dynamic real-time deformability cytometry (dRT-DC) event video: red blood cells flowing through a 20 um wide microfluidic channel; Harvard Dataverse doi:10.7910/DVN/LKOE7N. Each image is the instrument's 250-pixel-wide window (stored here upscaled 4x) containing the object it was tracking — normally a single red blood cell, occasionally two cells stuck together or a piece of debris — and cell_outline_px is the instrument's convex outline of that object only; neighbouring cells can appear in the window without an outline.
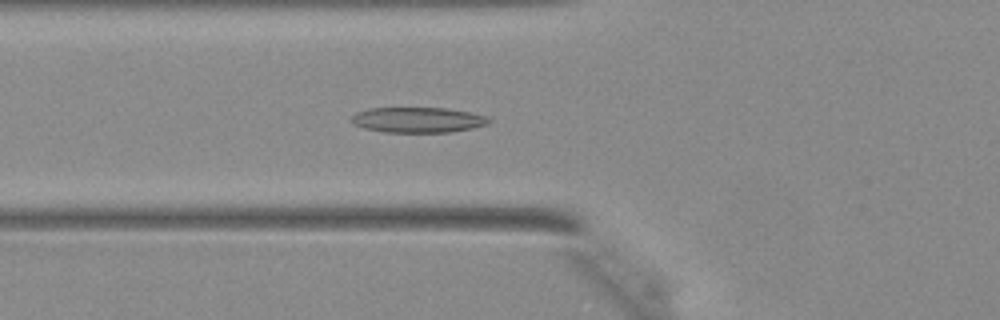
{"species": "Egyptian fruit bat (a non-hibernating species)", "species_latin": "Rousettus aegyptiacus", "temperature_condition": "warm", "stored_images_in_passage": 43, "camera_frame_rate_fps": 3000, "um_per_image_px": 0.085, "animal": {"sex": "female"}, "frame": {"image": 1, "passage_image": 16, "time_ms": 5.0, "image_size_px": [1000, 320], "cell_outline_px": [[492, 120], [488, 124], [472, 128], [448, 132], [384, 132], [364, 128], [356, 124], [352, 120], [352, 116], [356, 112], [372, 108], [448, 108], [468, 112], [484, 116]], "centroid_in_image_um": [35.53, 10.19], "position_along_channel_um": 90.3, "area_um2": 20.06}}
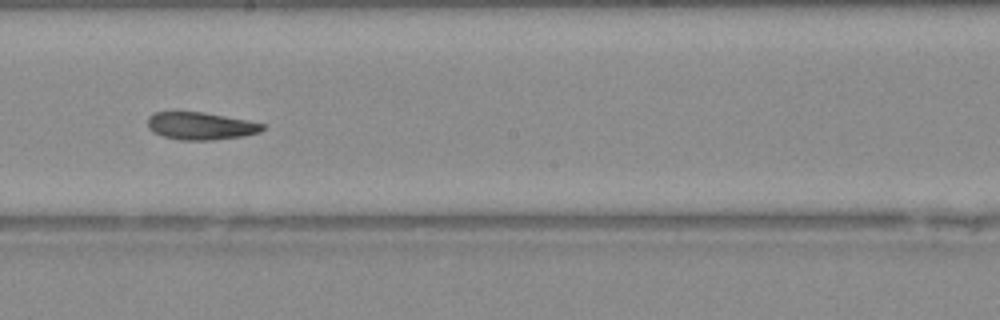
{"frame": {"image": 2, "passage_image": 25, "time_ms": 8.0, "image_size_px": [1000, 320], "cell_outline_px": [[264, 128], [260, 132], [244, 136], [212, 140], [180, 140], [164, 136], [152, 132], [148, 128], [148, 116], [156, 112], [204, 112], [248, 120], [264, 124]], "centroid_in_image_um": [17.06, 10.71], "position_along_channel_um": 231.1, "area_um2": 18.44}}
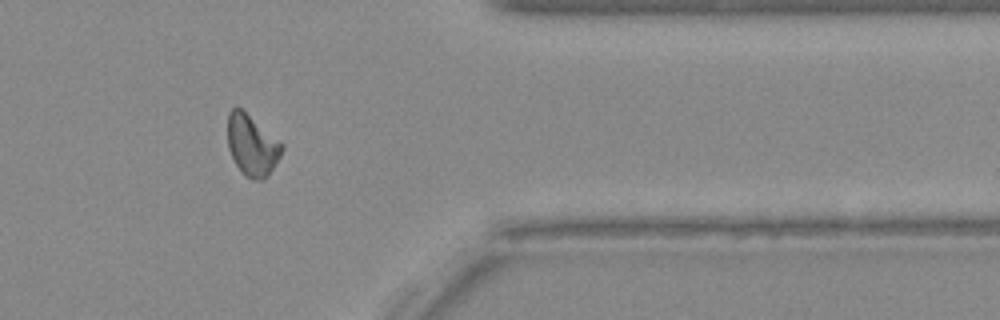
{"frame": {"image": 3, "passage_image": 36, "time_ms": 11.667, "image_size_px": [1000, 320], "cell_outline_px": [[284, 148], [280, 156], [264, 180], [252, 180], [236, 164], [228, 148], [228, 112], [232, 108], [240, 108], [284, 144]], "centroid_in_image_um": [21.42, 12.34], "position_along_channel_um": 390.0, "area_um2": 18.84}}